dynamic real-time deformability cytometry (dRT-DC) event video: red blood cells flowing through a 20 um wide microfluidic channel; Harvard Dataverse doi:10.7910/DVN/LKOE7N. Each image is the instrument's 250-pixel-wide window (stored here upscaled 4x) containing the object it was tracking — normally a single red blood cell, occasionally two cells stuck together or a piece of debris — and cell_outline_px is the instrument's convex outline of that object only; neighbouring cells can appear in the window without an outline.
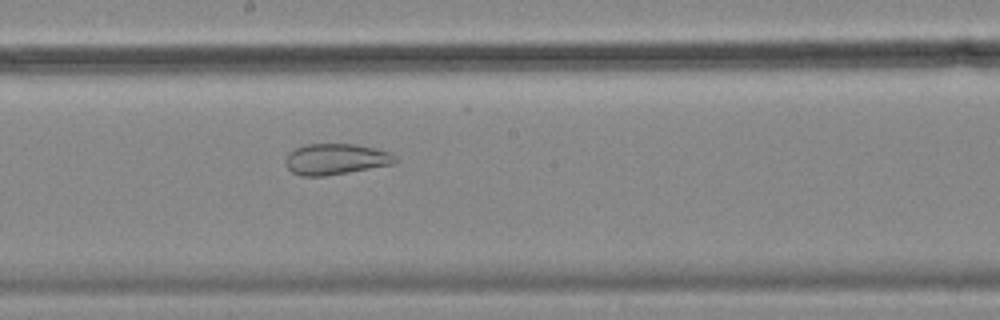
{"species": "common noctule bat (a hibernating species)", "species_latin": "Nyctalus noctula", "temperature_condition": "cold", "stored_images_in_passage": 41, "camera_frame_rate_fps": 3000, "um_per_image_px": 0.085, "animal": {"sex": "female", "body_mass_g": 18.4}, "frame": {"image": 1, "passage_image": 19, "time_ms": 6.0, "image_size_px": [1000, 320], "cell_outline_px": [[400, 160], [396, 164], [324, 176], [300, 176], [292, 172], [284, 164], [284, 160], [288, 152], [304, 144], [356, 144], [376, 148], [388, 152], [396, 156]], "centroid_in_image_um": [28.54, 13.53], "position_along_channel_um": 219.7, "area_um2": 20.11}}
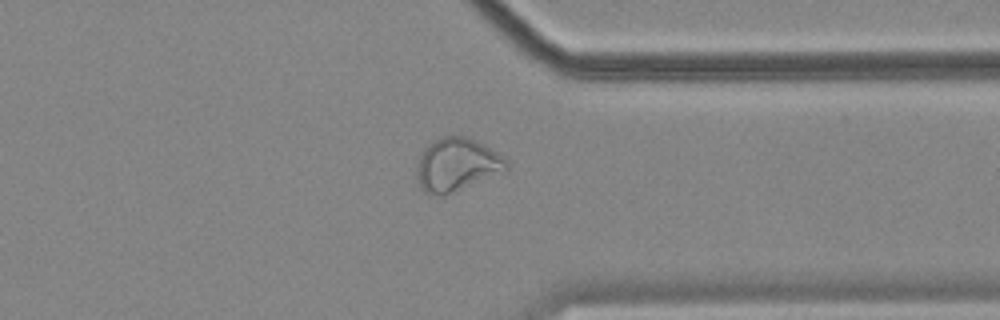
{"frame": {"image": 2, "passage_image": 32, "time_ms": 10.333, "image_size_px": [1000, 320], "cell_outline_px": [[508, 168], [444, 196], [432, 196], [424, 192], [420, 188], [416, 176], [416, 164], [424, 148], [428, 144], [444, 136], [464, 136], [476, 140], [484, 144], [504, 156], [508, 160]], "centroid_in_image_um": [38.77, 14.0], "position_along_channel_um": 372.6, "area_um2": 27.63}}
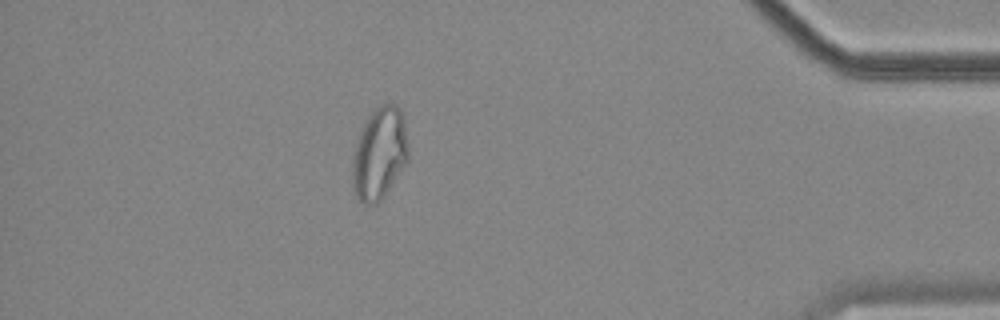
{"frame": {"image": 3, "passage_image": 38, "time_ms": 12.333, "image_size_px": [1000, 320], "cell_outline_px": [[408, 160], [384, 196], [376, 204], [364, 204], [356, 196], [352, 188], [352, 156], [360, 132], [368, 116], [380, 104], [396, 104], [400, 108], [404, 116], [408, 148]], "centroid_in_image_um": [32.25, 13.05], "position_along_channel_um": 403.0, "area_um2": 30.06}, "authors_computed_cell_mechanics": {"area_um2": 25.3164, "velocity_mm_per_s": 3.577, "shape_relaxation_time_tau1_ms": null, "shape_relaxation_time_tau2_ms": 1.7031, "deformation_change_tau1": null, "deformation_change_tau2": 0.0829}}